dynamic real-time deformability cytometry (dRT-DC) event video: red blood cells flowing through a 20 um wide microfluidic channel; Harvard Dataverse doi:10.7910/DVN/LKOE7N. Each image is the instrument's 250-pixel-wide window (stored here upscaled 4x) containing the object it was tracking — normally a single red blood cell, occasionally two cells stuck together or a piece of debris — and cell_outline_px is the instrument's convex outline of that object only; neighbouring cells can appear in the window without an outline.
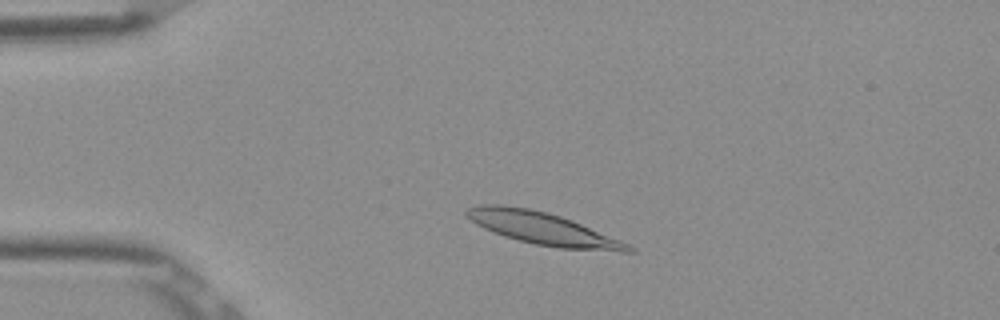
{"species": "Egyptian fruit bat (a non-hibernating species)", "species_latin": "Rousettus aegyptiacus", "temperature_condition": "room temperature", "stored_images_in_passage": 3, "camera_frame_rate_fps": 3000, "um_per_image_px": 0.085, "frame": {"image": 1, "passage_image": 2, "time_ms": 0.333, "image_size_px": [1000, 320], "cell_outline_px": [[636, 252], [620, 252], [560, 248], [536, 244], [504, 236], [484, 228], [476, 224], [464, 212], [468, 208], [480, 204], [504, 204], [528, 208], [548, 212], [572, 220], [620, 240], [636, 248]], "centroid_in_image_um": [46.17, 19.42], "position_along_channel_um": 38.8, "area_um2": 30.35}}